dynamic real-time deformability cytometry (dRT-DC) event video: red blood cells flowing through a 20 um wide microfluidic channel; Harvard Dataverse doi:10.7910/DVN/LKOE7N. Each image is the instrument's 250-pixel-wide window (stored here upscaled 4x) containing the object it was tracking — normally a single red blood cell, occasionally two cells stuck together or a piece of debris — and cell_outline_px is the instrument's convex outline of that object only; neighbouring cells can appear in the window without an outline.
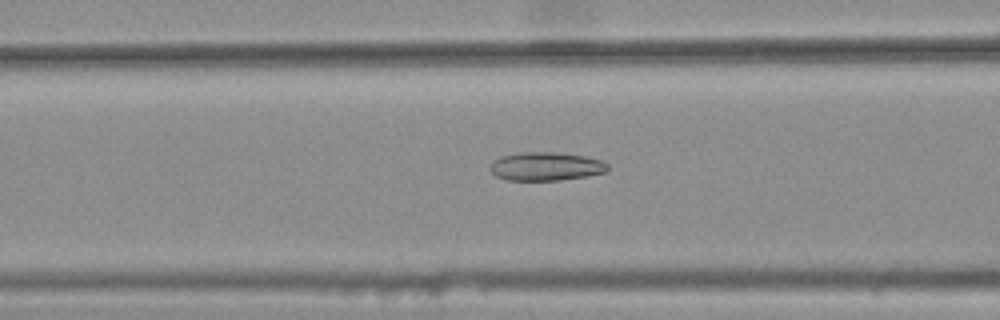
{"species": "common noctule bat (a hibernating species)", "species_latin": "Nyctalus noctula", "temperature_condition": "warm", "stored_images_in_passage": 46, "camera_frame_rate_fps": 3000, "um_per_image_px": 0.085, "animal": {"sex": "female", "body_mass_g": 25.1}, "frame": {"image": 1, "passage_image": 21, "time_ms": 6.667, "image_size_px": [1000, 320], "cell_outline_px": [[608, 168], [604, 172], [584, 176], [560, 180], [504, 180], [496, 176], [488, 168], [492, 160], [500, 156], [520, 152], [556, 152], [584, 156], [600, 160], [608, 164]], "centroid_in_image_um": [46.32, 14.13], "position_along_channel_um": 120.3, "area_um2": 19.54}}
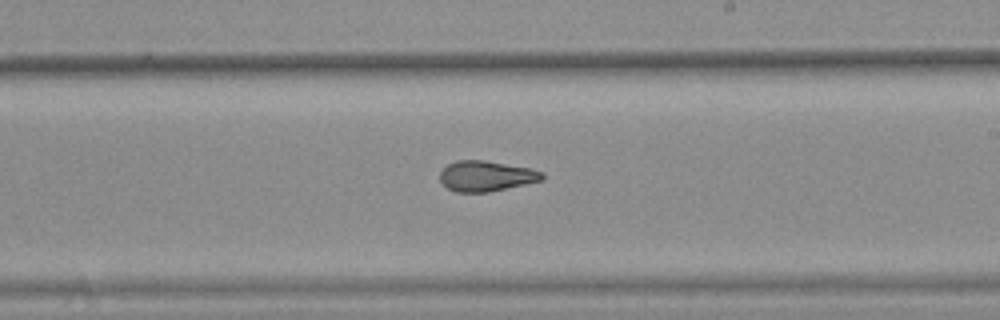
{"frame": {"image": 2, "passage_image": 31, "time_ms": 10.0, "image_size_px": [1000, 320], "cell_outline_px": [[544, 180], [488, 192], [456, 192], [448, 188], [440, 180], [440, 172], [448, 164], [456, 160], [484, 160], [532, 168], [544, 172]], "centroid_in_image_um": [41.35, 14.95], "position_along_channel_um": 247.6, "area_um2": 18.21}}
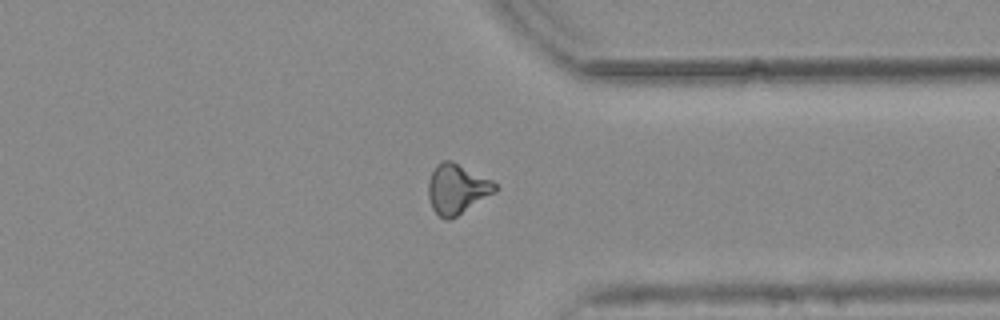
{"frame": {"image": 3, "passage_image": 41, "time_ms": 13.333, "image_size_px": [1000, 320], "cell_outline_px": [[496, 192], [456, 216], [448, 220], [440, 216], [432, 208], [428, 196], [428, 184], [432, 172], [436, 164], [444, 160], [452, 160], [492, 180], [496, 184]], "centroid_in_image_um": [38.84, 16.04], "position_along_channel_um": 372.6, "area_um2": 19.25}, "authors_computed_cell_mechanics": {"area_um2": 18.9873, "velocity_mm_per_s": 3.8326, "shape_relaxation_time_tau1_ms": null, "shape_relaxation_time_tau2_ms": 2.3606, "deformation_change_tau1": null, "deformation_change_tau2": 0.0822}}